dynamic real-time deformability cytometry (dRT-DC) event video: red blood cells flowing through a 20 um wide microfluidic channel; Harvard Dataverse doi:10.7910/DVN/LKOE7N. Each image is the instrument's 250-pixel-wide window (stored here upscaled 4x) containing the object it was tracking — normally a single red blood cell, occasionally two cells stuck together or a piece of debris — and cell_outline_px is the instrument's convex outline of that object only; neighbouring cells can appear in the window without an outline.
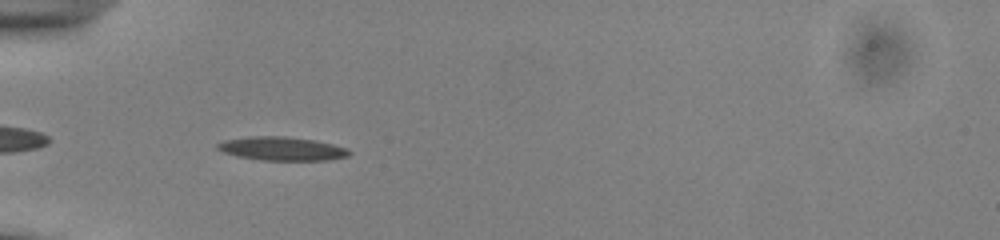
{"species": "common noctule bat (a hibernating species)", "species_latin": "Nyctalus noctula", "temperature_condition": "cold", "stored_images_in_passage": 39, "camera_frame_rate_fps": 3000, "um_per_image_px": 0.085, "animal": {"sex": "male", "body_mass_g": 13.0, "forearm_length_mm": 53.1}, "frame": {"image": 1, "passage_image": 3, "time_ms": 0.667, "image_size_px": [1000, 240], "cell_outline_px": [[352, 152], [348, 156], [328, 160], [260, 160], [236, 156], [224, 152], [216, 148], [216, 144], [224, 140], [248, 136], [288, 136], [316, 140], [348, 148]], "centroid_in_image_um": [23.96, 12.63], "position_along_channel_um": 61.0, "area_um2": 18.32}}
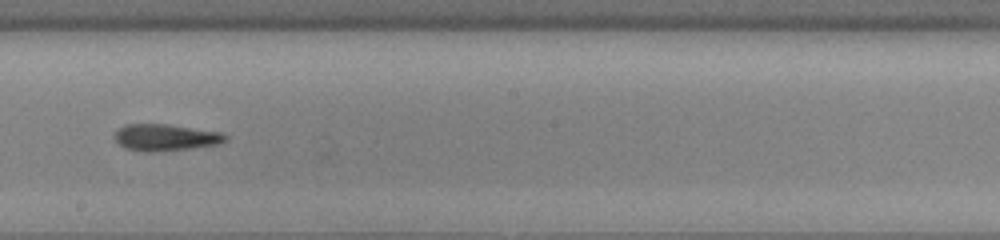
{"frame": {"image": 2, "passage_image": 17, "time_ms": 5.333, "image_size_px": [1000, 240], "cell_outline_px": [[228, 140], [220, 144], [192, 148], [152, 152], [144, 152], [124, 148], [112, 136], [124, 124], [168, 124], [224, 132], [228, 136]], "centroid_in_image_um": [14.11, 11.68], "position_along_channel_um": 234.1, "area_um2": 17.51}}
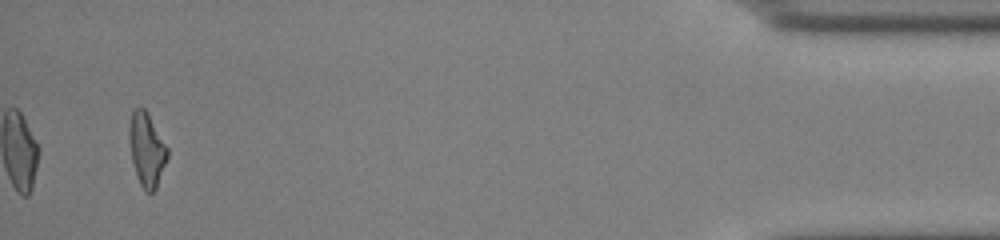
{"frame": {"image": 3, "passage_image": 37, "time_ms": 12.0, "image_size_px": [1000, 240], "cell_outline_px": [[168, 156], [156, 188], [152, 192], [144, 192], [140, 184], [132, 160], [128, 136], [128, 128], [132, 112], [136, 108], [144, 108], [168, 148]], "centroid_in_image_um": [12.46, 12.72], "position_along_channel_um": 422.7, "area_um2": 16.07}, "authors_computed_cell_mechanics": {"area_um2": 16.7042, "velocity_mm_per_s": 3.8794, "shape_relaxation_time_tau1_ms": 4.1148, "shape_relaxation_time_tau2_ms": 8.0808, "deformation_change_tau1": 0.1625, "deformation_change_tau2": 0.2252}}